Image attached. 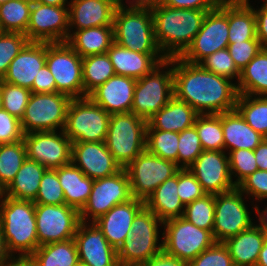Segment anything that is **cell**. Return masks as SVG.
Listing matches in <instances>:
<instances>
[{
    "label": "cell",
    "mask_w": 267,
    "mask_h": 266,
    "mask_svg": "<svg viewBox=\"0 0 267 266\" xmlns=\"http://www.w3.org/2000/svg\"><path fill=\"white\" fill-rule=\"evenodd\" d=\"M174 96L192 106L199 115L220 114L235 109L237 84L192 64L173 58Z\"/></svg>",
    "instance_id": "cell-1"
},
{
    "label": "cell",
    "mask_w": 267,
    "mask_h": 266,
    "mask_svg": "<svg viewBox=\"0 0 267 266\" xmlns=\"http://www.w3.org/2000/svg\"><path fill=\"white\" fill-rule=\"evenodd\" d=\"M154 36L165 58L180 57L191 45L210 10L172 8L160 5L151 9Z\"/></svg>",
    "instance_id": "cell-2"
},
{
    "label": "cell",
    "mask_w": 267,
    "mask_h": 266,
    "mask_svg": "<svg viewBox=\"0 0 267 266\" xmlns=\"http://www.w3.org/2000/svg\"><path fill=\"white\" fill-rule=\"evenodd\" d=\"M0 225L12 257L31 256L39 247L33 201L5 196L0 201Z\"/></svg>",
    "instance_id": "cell-3"
},
{
    "label": "cell",
    "mask_w": 267,
    "mask_h": 266,
    "mask_svg": "<svg viewBox=\"0 0 267 266\" xmlns=\"http://www.w3.org/2000/svg\"><path fill=\"white\" fill-rule=\"evenodd\" d=\"M161 229H163V222L144 207L135 216L130 234L117 250L119 265L141 266L160 254L163 251V230Z\"/></svg>",
    "instance_id": "cell-4"
},
{
    "label": "cell",
    "mask_w": 267,
    "mask_h": 266,
    "mask_svg": "<svg viewBox=\"0 0 267 266\" xmlns=\"http://www.w3.org/2000/svg\"><path fill=\"white\" fill-rule=\"evenodd\" d=\"M114 42L143 54H162L154 36L151 9L118 5L113 21Z\"/></svg>",
    "instance_id": "cell-5"
},
{
    "label": "cell",
    "mask_w": 267,
    "mask_h": 266,
    "mask_svg": "<svg viewBox=\"0 0 267 266\" xmlns=\"http://www.w3.org/2000/svg\"><path fill=\"white\" fill-rule=\"evenodd\" d=\"M147 121L133 112L111 114L105 144L125 168L146 149Z\"/></svg>",
    "instance_id": "cell-6"
},
{
    "label": "cell",
    "mask_w": 267,
    "mask_h": 266,
    "mask_svg": "<svg viewBox=\"0 0 267 266\" xmlns=\"http://www.w3.org/2000/svg\"><path fill=\"white\" fill-rule=\"evenodd\" d=\"M173 96V58H166L136 81L131 112L147 121Z\"/></svg>",
    "instance_id": "cell-7"
},
{
    "label": "cell",
    "mask_w": 267,
    "mask_h": 266,
    "mask_svg": "<svg viewBox=\"0 0 267 266\" xmlns=\"http://www.w3.org/2000/svg\"><path fill=\"white\" fill-rule=\"evenodd\" d=\"M111 114L89 96L69 103L63 132L71 142H105Z\"/></svg>",
    "instance_id": "cell-8"
},
{
    "label": "cell",
    "mask_w": 267,
    "mask_h": 266,
    "mask_svg": "<svg viewBox=\"0 0 267 266\" xmlns=\"http://www.w3.org/2000/svg\"><path fill=\"white\" fill-rule=\"evenodd\" d=\"M247 202H250L252 207ZM254 214L255 203L249 201L237 187L230 191L216 194L212 232L215 241L223 243L227 239L249 229L255 224Z\"/></svg>",
    "instance_id": "cell-9"
},
{
    "label": "cell",
    "mask_w": 267,
    "mask_h": 266,
    "mask_svg": "<svg viewBox=\"0 0 267 266\" xmlns=\"http://www.w3.org/2000/svg\"><path fill=\"white\" fill-rule=\"evenodd\" d=\"M162 233L163 252L185 262L216 243L211 231L195 226L182 216L164 221Z\"/></svg>",
    "instance_id": "cell-10"
},
{
    "label": "cell",
    "mask_w": 267,
    "mask_h": 266,
    "mask_svg": "<svg viewBox=\"0 0 267 266\" xmlns=\"http://www.w3.org/2000/svg\"><path fill=\"white\" fill-rule=\"evenodd\" d=\"M228 30L229 0H221L215 9L207 12L202 27L180 58L188 63L198 64L205 57L227 48Z\"/></svg>",
    "instance_id": "cell-11"
},
{
    "label": "cell",
    "mask_w": 267,
    "mask_h": 266,
    "mask_svg": "<svg viewBox=\"0 0 267 266\" xmlns=\"http://www.w3.org/2000/svg\"><path fill=\"white\" fill-rule=\"evenodd\" d=\"M72 99L62 93H31L24 116L23 133L63 130Z\"/></svg>",
    "instance_id": "cell-12"
},
{
    "label": "cell",
    "mask_w": 267,
    "mask_h": 266,
    "mask_svg": "<svg viewBox=\"0 0 267 266\" xmlns=\"http://www.w3.org/2000/svg\"><path fill=\"white\" fill-rule=\"evenodd\" d=\"M46 65L55 79L58 93L71 99L84 97L82 57L66 42L46 43Z\"/></svg>",
    "instance_id": "cell-13"
},
{
    "label": "cell",
    "mask_w": 267,
    "mask_h": 266,
    "mask_svg": "<svg viewBox=\"0 0 267 266\" xmlns=\"http://www.w3.org/2000/svg\"><path fill=\"white\" fill-rule=\"evenodd\" d=\"M125 169L132 197L145 202L160 184L176 175L180 167L145 149Z\"/></svg>",
    "instance_id": "cell-14"
},
{
    "label": "cell",
    "mask_w": 267,
    "mask_h": 266,
    "mask_svg": "<svg viewBox=\"0 0 267 266\" xmlns=\"http://www.w3.org/2000/svg\"><path fill=\"white\" fill-rule=\"evenodd\" d=\"M132 198L129 176L125 168L112 176L94 180L89 199L80 211V221L94 222L112 207Z\"/></svg>",
    "instance_id": "cell-15"
},
{
    "label": "cell",
    "mask_w": 267,
    "mask_h": 266,
    "mask_svg": "<svg viewBox=\"0 0 267 266\" xmlns=\"http://www.w3.org/2000/svg\"><path fill=\"white\" fill-rule=\"evenodd\" d=\"M39 246L73 239L80 221V212L66 204H35Z\"/></svg>",
    "instance_id": "cell-16"
},
{
    "label": "cell",
    "mask_w": 267,
    "mask_h": 266,
    "mask_svg": "<svg viewBox=\"0 0 267 266\" xmlns=\"http://www.w3.org/2000/svg\"><path fill=\"white\" fill-rule=\"evenodd\" d=\"M27 158L56 169L71 163L72 142L63 130L24 134Z\"/></svg>",
    "instance_id": "cell-17"
},
{
    "label": "cell",
    "mask_w": 267,
    "mask_h": 266,
    "mask_svg": "<svg viewBox=\"0 0 267 266\" xmlns=\"http://www.w3.org/2000/svg\"><path fill=\"white\" fill-rule=\"evenodd\" d=\"M26 36L29 42H66L69 37L68 6L32 5Z\"/></svg>",
    "instance_id": "cell-18"
},
{
    "label": "cell",
    "mask_w": 267,
    "mask_h": 266,
    "mask_svg": "<svg viewBox=\"0 0 267 266\" xmlns=\"http://www.w3.org/2000/svg\"><path fill=\"white\" fill-rule=\"evenodd\" d=\"M206 194H220L237 187L232 180L228 154L224 150H203L188 167Z\"/></svg>",
    "instance_id": "cell-19"
},
{
    "label": "cell",
    "mask_w": 267,
    "mask_h": 266,
    "mask_svg": "<svg viewBox=\"0 0 267 266\" xmlns=\"http://www.w3.org/2000/svg\"><path fill=\"white\" fill-rule=\"evenodd\" d=\"M74 240L80 263L87 266H120L117 250L93 222H80Z\"/></svg>",
    "instance_id": "cell-20"
},
{
    "label": "cell",
    "mask_w": 267,
    "mask_h": 266,
    "mask_svg": "<svg viewBox=\"0 0 267 266\" xmlns=\"http://www.w3.org/2000/svg\"><path fill=\"white\" fill-rule=\"evenodd\" d=\"M71 162L93 180L112 176L122 169L105 142H73Z\"/></svg>",
    "instance_id": "cell-21"
},
{
    "label": "cell",
    "mask_w": 267,
    "mask_h": 266,
    "mask_svg": "<svg viewBox=\"0 0 267 266\" xmlns=\"http://www.w3.org/2000/svg\"><path fill=\"white\" fill-rule=\"evenodd\" d=\"M144 207V201L132 198L112 207L93 223L103 232L109 244L118 250L130 234L135 216Z\"/></svg>",
    "instance_id": "cell-22"
},
{
    "label": "cell",
    "mask_w": 267,
    "mask_h": 266,
    "mask_svg": "<svg viewBox=\"0 0 267 266\" xmlns=\"http://www.w3.org/2000/svg\"><path fill=\"white\" fill-rule=\"evenodd\" d=\"M46 64V43L28 42L11 61L1 79L6 83L31 89L34 78Z\"/></svg>",
    "instance_id": "cell-23"
},
{
    "label": "cell",
    "mask_w": 267,
    "mask_h": 266,
    "mask_svg": "<svg viewBox=\"0 0 267 266\" xmlns=\"http://www.w3.org/2000/svg\"><path fill=\"white\" fill-rule=\"evenodd\" d=\"M136 79L114 75L89 97L109 114L131 112Z\"/></svg>",
    "instance_id": "cell-24"
},
{
    "label": "cell",
    "mask_w": 267,
    "mask_h": 266,
    "mask_svg": "<svg viewBox=\"0 0 267 266\" xmlns=\"http://www.w3.org/2000/svg\"><path fill=\"white\" fill-rule=\"evenodd\" d=\"M69 30L113 26L118 5L112 0H69Z\"/></svg>",
    "instance_id": "cell-25"
},
{
    "label": "cell",
    "mask_w": 267,
    "mask_h": 266,
    "mask_svg": "<svg viewBox=\"0 0 267 266\" xmlns=\"http://www.w3.org/2000/svg\"><path fill=\"white\" fill-rule=\"evenodd\" d=\"M113 65L115 75L140 79L149 74L166 58L163 54H143L113 43L106 52Z\"/></svg>",
    "instance_id": "cell-26"
},
{
    "label": "cell",
    "mask_w": 267,
    "mask_h": 266,
    "mask_svg": "<svg viewBox=\"0 0 267 266\" xmlns=\"http://www.w3.org/2000/svg\"><path fill=\"white\" fill-rule=\"evenodd\" d=\"M198 115L192 106L173 96L162 109L147 120V130L180 133L193 127Z\"/></svg>",
    "instance_id": "cell-27"
},
{
    "label": "cell",
    "mask_w": 267,
    "mask_h": 266,
    "mask_svg": "<svg viewBox=\"0 0 267 266\" xmlns=\"http://www.w3.org/2000/svg\"><path fill=\"white\" fill-rule=\"evenodd\" d=\"M222 129L226 153L238 149L254 150L265 139L236 109L222 113Z\"/></svg>",
    "instance_id": "cell-28"
},
{
    "label": "cell",
    "mask_w": 267,
    "mask_h": 266,
    "mask_svg": "<svg viewBox=\"0 0 267 266\" xmlns=\"http://www.w3.org/2000/svg\"><path fill=\"white\" fill-rule=\"evenodd\" d=\"M66 43L82 58L105 54L114 43L113 26L69 30Z\"/></svg>",
    "instance_id": "cell-29"
},
{
    "label": "cell",
    "mask_w": 267,
    "mask_h": 266,
    "mask_svg": "<svg viewBox=\"0 0 267 266\" xmlns=\"http://www.w3.org/2000/svg\"><path fill=\"white\" fill-rule=\"evenodd\" d=\"M265 238L266 234L253 224L223 243L228 248L235 266H256Z\"/></svg>",
    "instance_id": "cell-30"
},
{
    "label": "cell",
    "mask_w": 267,
    "mask_h": 266,
    "mask_svg": "<svg viewBox=\"0 0 267 266\" xmlns=\"http://www.w3.org/2000/svg\"><path fill=\"white\" fill-rule=\"evenodd\" d=\"M55 170L64 191L66 205L80 212L89 199L94 180L87 177L72 162Z\"/></svg>",
    "instance_id": "cell-31"
},
{
    "label": "cell",
    "mask_w": 267,
    "mask_h": 266,
    "mask_svg": "<svg viewBox=\"0 0 267 266\" xmlns=\"http://www.w3.org/2000/svg\"><path fill=\"white\" fill-rule=\"evenodd\" d=\"M178 171L172 178L165 180L144 202L162 222L183 216L184 205L178 196Z\"/></svg>",
    "instance_id": "cell-32"
},
{
    "label": "cell",
    "mask_w": 267,
    "mask_h": 266,
    "mask_svg": "<svg viewBox=\"0 0 267 266\" xmlns=\"http://www.w3.org/2000/svg\"><path fill=\"white\" fill-rule=\"evenodd\" d=\"M45 171L43 165L27 158L12 182L5 188V196L34 201Z\"/></svg>",
    "instance_id": "cell-33"
},
{
    "label": "cell",
    "mask_w": 267,
    "mask_h": 266,
    "mask_svg": "<svg viewBox=\"0 0 267 266\" xmlns=\"http://www.w3.org/2000/svg\"><path fill=\"white\" fill-rule=\"evenodd\" d=\"M229 44L257 38L256 17L246 0H229Z\"/></svg>",
    "instance_id": "cell-34"
},
{
    "label": "cell",
    "mask_w": 267,
    "mask_h": 266,
    "mask_svg": "<svg viewBox=\"0 0 267 266\" xmlns=\"http://www.w3.org/2000/svg\"><path fill=\"white\" fill-rule=\"evenodd\" d=\"M237 90L239 94L267 96V48L241 70Z\"/></svg>",
    "instance_id": "cell-35"
},
{
    "label": "cell",
    "mask_w": 267,
    "mask_h": 266,
    "mask_svg": "<svg viewBox=\"0 0 267 266\" xmlns=\"http://www.w3.org/2000/svg\"><path fill=\"white\" fill-rule=\"evenodd\" d=\"M31 257L39 266H75L79 262L74 238L41 245Z\"/></svg>",
    "instance_id": "cell-36"
},
{
    "label": "cell",
    "mask_w": 267,
    "mask_h": 266,
    "mask_svg": "<svg viewBox=\"0 0 267 266\" xmlns=\"http://www.w3.org/2000/svg\"><path fill=\"white\" fill-rule=\"evenodd\" d=\"M84 97L89 96L100 85L115 75L107 53L82 58Z\"/></svg>",
    "instance_id": "cell-37"
},
{
    "label": "cell",
    "mask_w": 267,
    "mask_h": 266,
    "mask_svg": "<svg viewBox=\"0 0 267 266\" xmlns=\"http://www.w3.org/2000/svg\"><path fill=\"white\" fill-rule=\"evenodd\" d=\"M235 109L250 127L267 138V96L239 94Z\"/></svg>",
    "instance_id": "cell-38"
},
{
    "label": "cell",
    "mask_w": 267,
    "mask_h": 266,
    "mask_svg": "<svg viewBox=\"0 0 267 266\" xmlns=\"http://www.w3.org/2000/svg\"><path fill=\"white\" fill-rule=\"evenodd\" d=\"M32 5L23 0H10L0 5V32L26 35Z\"/></svg>",
    "instance_id": "cell-39"
},
{
    "label": "cell",
    "mask_w": 267,
    "mask_h": 266,
    "mask_svg": "<svg viewBox=\"0 0 267 266\" xmlns=\"http://www.w3.org/2000/svg\"><path fill=\"white\" fill-rule=\"evenodd\" d=\"M194 127L200 138L203 150H224L222 113L198 115Z\"/></svg>",
    "instance_id": "cell-40"
},
{
    "label": "cell",
    "mask_w": 267,
    "mask_h": 266,
    "mask_svg": "<svg viewBox=\"0 0 267 266\" xmlns=\"http://www.w3.org/2000/svg\"><path fill=\"white\" fill-rule=\"evenodd\" d=\"M26 159L23 140L0 144V184L4 189L12 182Z\"/></svg>",
    "instance_id": "cell-41"
},
{
    "label": "cell",
    "mask_w": 267,
    "mask_h": 266,
    "mask_svg": "<svg viewBox=\"0 0 267 266\" xmlns=\"http://www.w3.org/2000/svg\"><path fill=\"white\" fill-rule=\"evenodd\" d=\"M179 133L161 130H146V150L177 164Z\"/></svg>",
    "instance_id": "cell-42"
},
{
    "label": "cell",
    "mask_w": 267,
    "mask_h": 266,
    "mask_svg": "<svg viewBox=\"0 0 267 266\" xmlns=\"http://www.w3.org/2000/svg\"><path fill=\"white\" fill-rule=\"evenodd\" d=\"M215 195L206 194L184 207L183 218L195 226L213 232Z\"/></svg>",
    "instance_id": "cell-43"
},
{
    "label": "cell",
    "mask_w": 267,
    "mask_h": 266,
    "mask_svg": "<svg viewBox=\"0 0 267 266\" xmlns=\"http://www.w3.org/2000/svg\"><path fill=\"white\" fill-rule=\"evenodd\" d=\"M0 93L2 108L21 120L24 116L31 90L6 83L0 79Z\"/></svg>",
    "instance_id": "cell-44"
},
{
    "label": "cell",
    "mask_w": 267,
    "mask_h": 266,
    "mask_svg": "<svg viewBox=\"0 0 267 266\" xmlns=\"http://www.w3.org/2000/svg\"><path fill=\"white\" fill-rule=\"evenodd\" d=\"M203 69L226 77L236 84L239 81L241 71L236 67L227 48L220 49L205 57L198 63Z\"/></svg>",
    "instance_id": "cell-45"
},
{
    "label": "cell",
    "mask_w": 267,
    "mask_h": 266,
    "mask_svg": "<svg viewBox=\"0 0 267 266\" xmlns=\"http://www.w3.org/2000/svg\"><path fill=\"white\" fill-rule=\"evenodd\" d=\"M33 202L45 205L66 204L64 191L55 169H46L42 175L40 186Z\"/></svg>",
    "instance_id": "cell-46"
},
{
    "label": "cell",
    "mask_w": 267,
    "mask_h": 266,
    "mask_svg": "<svg viewBox=\"0 0 267 266\" xmlns=\"http://www.w3.org/2000/svg\"><path fill=\"white\" fill-rule=\"evenodd\" d=\"M203 152L196 128L190 127L179 133L177 165L188 168Z\"/></svg>",
    "instance_id": "cell-47"
},
{
    "label": "cell",
    "mask_w": 267,
    "mask_h": 266,
    "mask_svg": "<svg viewBox=\"0 0 267 266\" xmlns=\"http://www.w3.org/2000/svg\"><path fill=\"white\" fill-rule=\"evenodd\" d=\"M228 160L233 183L237 186L244 178L258 170L254 150L229 151Z\"/></svg>",
    "instance_id": "cell-48"
},
{
    "label": "cell",
    "mask_w": 267,
    "mask_h": 266,
    "mask_svg": "<svg viewBox=\"0 0 267 266\" xmlns=\"http://www.w3.org/2000/svg\"><path fill=\"white\" fill-rule=\"evenodd\" d=\"M28 42L25 34L0 32V79L7 72L11 61Z\"/></svg>",
    "instance_id": "cell-49"
},
{
    "label": "cell",
    "mask_w": 267,
    "mask_h": 266,
    "mask_svg": "<svg viewBox=\"0 0 267 266\" xmlns=\"http://www.w3.org/2000/svg\"><path fill=\"white\" fill-rule=\"evenodd\" d=\"M237 188L253 203L264 204L267 201V171L256 170L244 178Z\"/></svg>",
    "instance_id": "cell-50"
},
{
    "label": "cell",
    "mask_w": 267,
    "mask_h": 266,
    "mask_svg": "<svg viewBox=\"0 0 267 266\" xmlns=\"http://www.w3.org/2000/svg\"><path fill=\"white\" fill-rule=\"evenodd\" d=\"M187 266H235L228 248L224 243L216 242L201 252L195 259L187 262Z\"/></svg>",
    "instance_id": "cell-51"
},
{
    "label": "cell",
    "mask_w": 267,
    "mask_h": 266,
    "mask_svg": "<svg viewBox=\"0 0 267 266\" xmlns=\"http://www.w3.org/2000/svg\"><path fill=\"white\" fill-rule=\"evenodd\" d=\"M177 192L184 206L206 195L201 184L188 168L178 170Z\"/></svg>",
    "instance_id": "cell-52"
},
{
    "label": "cell",
    "mask_w": 267,
    "mask_h": 266,
    "mask_svg": "<svg viewBox=\"0 0 267 266\" xmlns=\"http://www.w3.org/2000/svg\"><path fill=\"white\" fill-rule=\"evenodd\" d=\"M258 38L228 44V51L236 67L241 71L262 49Z\"/></svg>",
    "instance_id": "cell-53"
},
{
    "label": "cell",
    "mask_w": 267,
    "mask_h": 266,
    "mask_svg": "<svg viewBox=\"0 0 267 266\" xmlns=\"http://www.w3.org/2000/svg\"><path fill=\"white\" fill-rule=\"evenodd\" d=\"M21 120L0 108V144L23 140Z\"/></svg>",
    "instance_id": "cell-54"
},
{
    "label": "cell",
    "mask_w": 267,
    "mask_h": 266,
    "mask_svg": "<svg viewBox=\"0 0 267 266\" xmlns=\"http://www.w3.org/2000/svg\"><path fill=\"white\" fill-rule=\"evenodd\" d=\"M30 90L31 93L57 92L55 79L46 64L39 70V74L34 78L33 85Z\"/></svg>",
    "instance_id": "cell-55"
},
{
    "label": "cell",
    "mask_w": 267,
    "mask_h": 266,
    "mask_svg": "<svg viewBox=\"0 0 267 266\" xmlns=\"http://www.w3.org/2000/svg\"><path fill=\"white\" fill-rule=\"evenodd\" d=\"M221 0H163L162 5L172 8H187L195 10H213Z\"/></svg>",
    "instance_id": "cell-56"
},
{
    "label": "cell",
    "mask_w": 267,
    "mask_h": 266,
    "mask_svg": "<svg viewBox=\"0 0 267 266\" xmlns=\"http://www.w3.org/2000/svg\"><path fill=\"white\" fill-rule=\"evenodd\" d=\"M251 6L256 17V29H257V38L261 43L263 48H267V6L263 3L260 4V7L257 5L254 7L255 3L252 0H246ZM258 7V8H257Z\"/></svg>",
    "instance_id": "cell-57"
},
{
    "label": "cell",
    "mask_w": 267,
    "mask_h": 266,
    "mask_svg": "<svg viewBox=\"0 0 267 266\" xmlns=\"http://www.w3.org/2000/svg\"><path fill=\"white\" fill-rule=\"evenodd\" d=\"M141 266H187V262L169 256L162 251L157 256L144 262Z\"/></svg>",
    "instance_id": "cell-58"
},
{
    "label": "cell",
    "mask_w": 267,
    "mask_h": 266,
    "mask_svg": "<svg viewBox=\"0 0 267 266\" xmlns=\"http://www.w3.org/2000/svg\"><path fill=\"white\" fill-rule=\"evenodd\" d=\"M258 170L267 171V138L254 149Z\"/></svg>",
    "instance_id": "cell-59"
},
{
    "label": "cell",
    "mask_w": 267,
    "mask_h": 266,
    "mask_svg": "<svg viewBox=\"0 0 267 266\" xmlns=\"http://www.w3.org/2000/svg\"><path fill=\"white\" fill-rule=\"evenodd\" d=\"M266 204H264L265 208L264 207L262 208V205L260 207L258 204H255V218H256L255 224L267 235V205Z\"/></svg>",
    "instance_id": "cell-60"
},
{
    "label": "cell",
    "mask_w": 267,
    "mask_h": 266,
    "mask_svg": "<svg viewBox=\"0 0 267 266\" xmlns=\"http://www.w3.org/2000/svg\"><path fill=\"white\" fill-rule=\"evenodd\" d=\"M163 0H127V6L134 8L152 9L162 5Z\"/></svg>",
    "instance_id": "cell-61"
},
{
    "label": "cell",
    "mask_w": 267,
    "mask_h": 266,
    "mask_svg": "<svg viewBox=\"0 0 267 266\" xmlns=\"http://www.w3.org/2000/svg\"><path fill=\"white\" fill-rule=\"evenodd\" d=\"M4 266H39L31 256L12 257Z\"/></svg>",
    "instance_id": "cell-62"
},
{
    "label": "cell",
    "mask_w": 267,
    "mask_h": 266,
    "mask_svg": "<svg viewBox=\"0 0 267 266\" xmlns=\"http://www.w3.org/2000/svg\"><path fill=\"white\" fill-rule=\"evenodd\" d=\"M11 258L12 255L7 249L6 241L0 225V266H4Z\"/></svg>",
    "instance_id": "cell-63"
},
{
    "label": "cell",
    "mask_w": 267,
    "mask_h": 266,
    "mask_svg": "<svg viewBox=\"0 0 267 266\" xmlns=\"http://www.w3.org/2000/svg\"><path fill=\"white\" fill-rule=\"evenodd\" d=\"M256 266H267V235L263 243L262 249L259 252V257Z\"/></svg>",
    "instance_id": "cell-64"
},
{
    "label": "cell",
    "mask_w": 267,
    "mask_h": 266,
    "mask_svg": "<svg viewBox=\"0 0 267 266\" xmlns=\"http://www.w3.org/2000/svg\"><path fill=\"white\" fill-rule=\"evenodd\" d=\"M68 0H39V3L52 6H68Z\"/></svg>",
    "instance_id": "cell-65"
},
{
    "label": "cell",
    "mask_w": 267,
    "mask_h": 266,
    "mask_svg": "<svg viewBox=\"0 0 267 266\" xmlns=\"http://www.w3.org/2000/svg\"><path fill=\"white\" fill-rule=\"evenodd\" d=\"M5 197V189L4 187L0 184V201H2Z\"/></svg>",
    "instance_id": "cell-66"
},
{
    "label": "cell",
    "mask_w": 267,
    "mask_h": 266,
    "mask_svg": "<svg viewBox=\"0 0 267 266\" xmlns=\"http://www.w3.org/2000/svg\"><path fill=\"white\" fill-rule=\"evenodd\" d=\"M114 1L117 5H126L127 6V0H112Z\"/></svg>",
    "instance_id": "cell-67"
},
{
    "label": "cell",
    "mask_w": 267,
    "mask_h": 266,
    "mask_svg": "<svg viewBox=\"0 0 267 266\" xmlns=\"http://www.w3.org/2000/svg\"><path fill=\"white\" fill-rule=\"evenodd\" d=\"M25 1L26 3L30 4V5H35L37 3H39V0H23Z\"/></svg>",
    "instance_id": "cell-68"
},
{
    "label": "cell",
    "mask_w": 267,
    "mask_h": 266,
    "mask_svg": "<svg viewBox=\"0 0 267 266\" xmlns=\"http://www.w3.org/2000/svg\"><path fill=\"white\" fill-rule=\"evenodd\" d=\"M260 2H262L265 6H267V0H260V1H258V4H259Z\"/></svg>",
    "instance_id": "cell-69"
},
{
    "label": "cell",
    "mask_w": 267,
    "mask_h": 266,
    "mask_svg": "<svg viewBox=\"0 0 267 266\" xmlns=\"http://www.w3.org/2000/svg\"><path fill=\"white\" fill-rule=\"evenodd\" d=\"M75 266H87V265H85V264H83V263H80V262H78Z\"/></svg>",
    "instance_id": "cell-70"
},
{
    "label": "cell",
    "mask_w": 267,
    "mask_h": 266,
    "mask_svg": "<svg viewBox=\"0 0 267 266\" xmlns=\"http://www.w3.org/2000/svg\"><path fill=\"white\" fill-rule=\"evenodd\" d=\"M7 1H10V0H0V5L6 3Z\"/></svg>",
    "instance_id": "cell-71"
},
{
    "label": "cell",
    "mask_w": 267,
    "mask_h": 266,
    "mask_svg": "<svg viewBox=\"0 0 267 266\" xmlns=\"http://www.w3.org/2000/svg\"><path fill=\"white\" fill-rule=\"evenodd\" d=\"M0 108H2L1 93H0Z\"/></svg>",
    "instance_id": "cell-72"
}]
</instances>
